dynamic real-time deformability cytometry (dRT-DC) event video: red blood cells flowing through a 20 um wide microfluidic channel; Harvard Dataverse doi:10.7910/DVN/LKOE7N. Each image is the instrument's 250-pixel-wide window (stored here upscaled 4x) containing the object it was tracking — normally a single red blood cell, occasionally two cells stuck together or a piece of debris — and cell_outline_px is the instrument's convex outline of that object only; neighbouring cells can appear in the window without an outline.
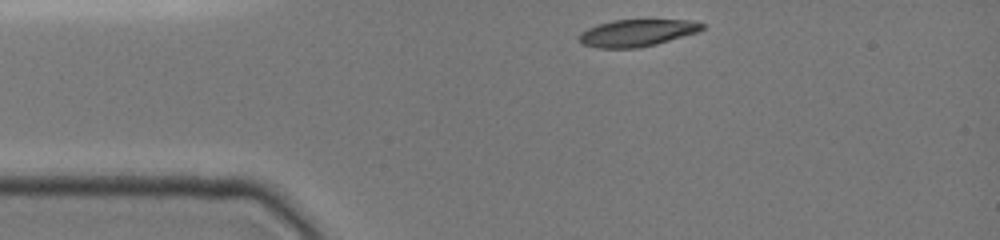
{"species": "common noctule bat (a hibernating species)", "species_latin": "Nyctalus noctula", "temperature_condition": "cold", "stored_images_in_passage": 6, "camera_frame_rate_fps": 3000, "um_per_image_px": 0.085, "animal": {"sex": "female", "body_mass_g": 19.0, "forearm_length_mm": 51.5}, "frame": {"image": 1, "passage_image": 1, "time_ms": 0.0, "image_size_px": [1000, 240], "cell_outline_px": [[704, 28], [696, 32], [656, 44], [636, 48], [596, 48], [580, 44], [580, 32], [596, 24], [612, 20], [692, 20], [704, 24]], "centroid_in_image_um": [54.09, 2.79], "position_along_channel_um": 30.9, "area_um2": 19.31}}
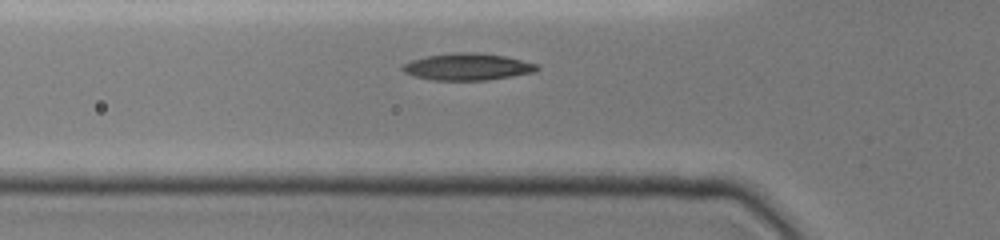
{"frame": {"image": 2, "passage_image": 5, "time_ms": 2.333, "image_size_px": [1000, 240], "cell_outline_px": [[540, 68], [536, 72], [512, 76], [484, 80], [432, 80], [412, 76], [404, 72], [400, 68], [404, 64], [412, 60], [428, 56], [452, 52], [480, 52], [504, 56], [536, 64]], "centroid_in_image_um": [39.72, 5.67], "position_along_channel_um": 86.1, "area_um2": 21.04}}